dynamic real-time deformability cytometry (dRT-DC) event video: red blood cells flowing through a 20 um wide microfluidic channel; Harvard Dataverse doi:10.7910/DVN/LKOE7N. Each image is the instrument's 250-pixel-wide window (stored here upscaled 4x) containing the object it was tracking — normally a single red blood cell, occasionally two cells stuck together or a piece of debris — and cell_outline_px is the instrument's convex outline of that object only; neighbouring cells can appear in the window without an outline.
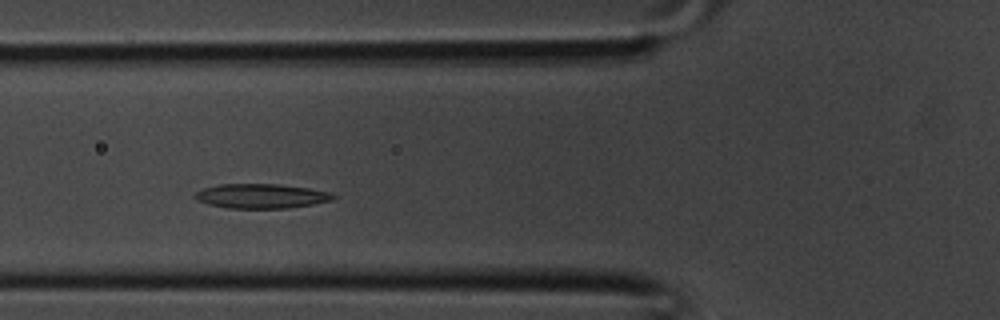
{"species": "common noctule bat (a hibernating species)", "species_latin": "Nyctalus noctula", "temperature_condition": "room temperature", "stored_images_in_passage": 32, "camera_frame_rate_fps": 3000, "um_per_image_px": 0.085, "animal": {"sex": "male", "body_mass_g": 20.1, "forearm_length_mm": 53.5}, "frame": {"image": 1, "passage_image": 8, "time_ms": 2.333, "image_size_px": [1000, 320], "cell_outline_px": [[336, 196], [332, 200], [312, 204], [288, 208], [228, 208], [208, 204], [196, 200], [192, 196], [196, 192], [204, 188], [220, 184], [276, 184], [308, 188], [332, 192]], "centroid_in_image_um": [22.19, 16.66], "position_along_channel_um": 103.6, "area_um2": 19.71}}
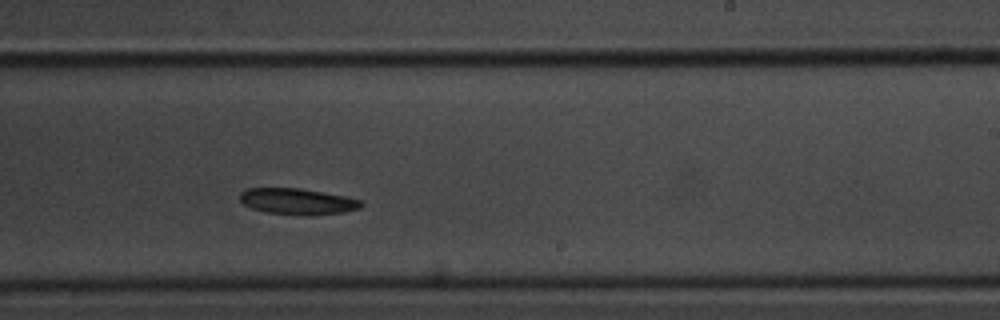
{"frame": {"image": 2, "passage_image": 17, "time_ms": 5.333, "image_size_px": [1000, 320], "cell_outline_px": [[364, 204], [360, 208], [344, 212], [312, 216], [264, 212], [252, 208], [244, 204], [240, 200], [240, 192], [244, 188], [300, 188], [344, 196], [360, 200]], "centroid_in_image_um": [25.27, 17.12], "position_along_channel_um": 263.7, "area_um2": 18.55}}
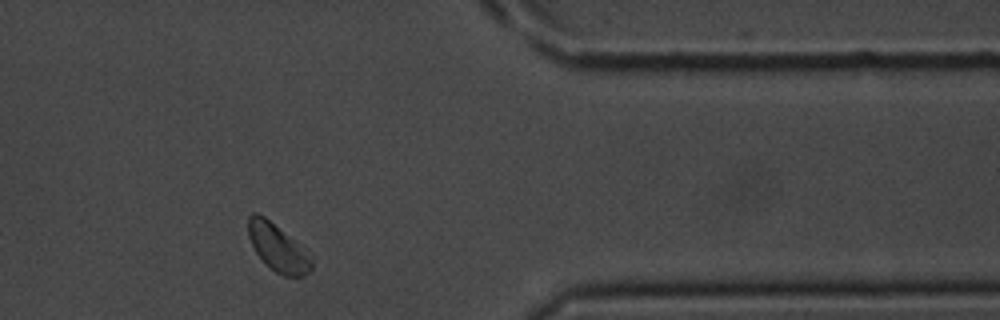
{"frame": {"image": 3, "passage_image": 25, "time_ms": 8.0, "image_size_px": [1000, 320], "cell_outline_px": [[312, 268], [304, 276], [284, 276], [276, 272], [256, 252], [248, 236], [248, 216], [252, 212], [256, 212], [264, 216], [304, 244], [308, 248], [312, 256]], "centroid_in_image_um": [23.68, 21.01], "position_along_channel_um": 387.7, "area_um2": 17.86}}